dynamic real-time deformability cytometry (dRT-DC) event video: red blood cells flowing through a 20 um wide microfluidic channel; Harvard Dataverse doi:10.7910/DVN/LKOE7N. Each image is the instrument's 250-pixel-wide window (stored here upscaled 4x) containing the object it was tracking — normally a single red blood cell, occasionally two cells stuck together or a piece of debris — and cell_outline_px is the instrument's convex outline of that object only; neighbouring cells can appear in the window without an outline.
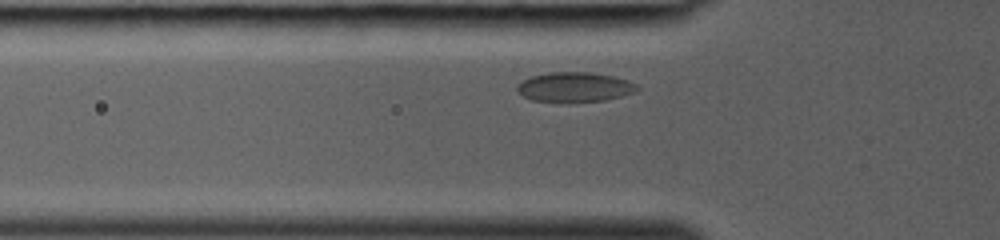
{"species": "common noctule bat (a hibernating species)", "species_latin": "Nyctalus noctula", "temperature_condition": "room temperature", "stored_images_in_passage": 24, "camera_frame_rate_fps": 3000, "um_per_image_px": 0.085, "animal": {"sex": "female", "body_mass_g": 19.0, "forearm_length_mm": 53.3}, "frame": {"image": 1, "passage_image": 3, "time_ms": 0.667, "image_size_px": [1000, 240], "cell_outline_px": [[640, 88], [636, 92], [604, 100], [568, 104], [560, 104], [532, 100], [516, 92], [516, 84], [532, 76], [548, 72], [588, 72], [612, 76], [628, 80], [636, 84]], "centroid_in_image_um": [48.8, 7.43], "position_along_channel_um": 77.0, "area_um2": 21.39}}
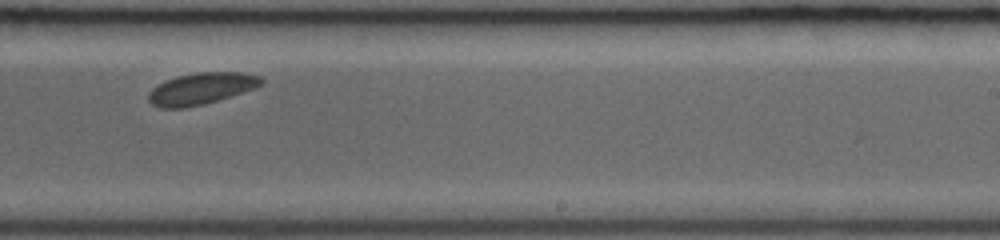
{"frame": {"image": 2, "passage_image": 15, "time_ms": 4.667, "image_size_px": [1000, 240], "cell_outline_px": [[264, 84], [204, 104], [184, 108], [160, 108], [152, 104], [148, 100], [148, 96], [152, 88], [164, 80], [176, 76], [196, 72], [240, 72], [260, 76], [264, 80]], "centroid_in_image_um": [17.06, 7.52], "position_along_channel_um": 271.9, "area_um2": 20.63}}
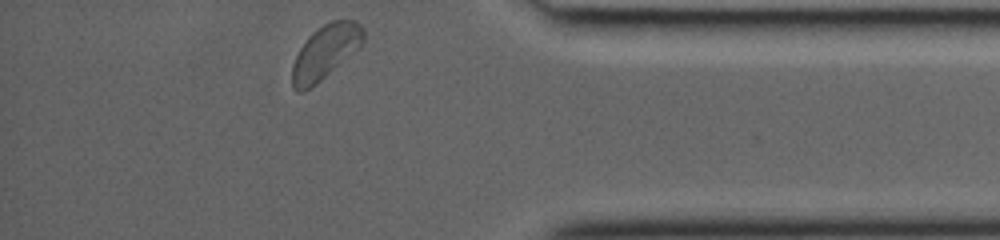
{"frame": {"image": 3, "passage_image": 24, "time_ms": 7.667, "image_size_px": [1000, 240], "cell_outline_px": [[364, 40], [360, 48], [316, 84], [304, 92], [296, 92], [292, 88], [292, 64], [300, 48], [308, 36], [312, 32], [324, 24], [332, 20], [356, 20], [364, 28]], "centroid_in_image_um": [27.66, 4.42], "position_along_channel_um": 407.5, "area_um2": 22.6}}